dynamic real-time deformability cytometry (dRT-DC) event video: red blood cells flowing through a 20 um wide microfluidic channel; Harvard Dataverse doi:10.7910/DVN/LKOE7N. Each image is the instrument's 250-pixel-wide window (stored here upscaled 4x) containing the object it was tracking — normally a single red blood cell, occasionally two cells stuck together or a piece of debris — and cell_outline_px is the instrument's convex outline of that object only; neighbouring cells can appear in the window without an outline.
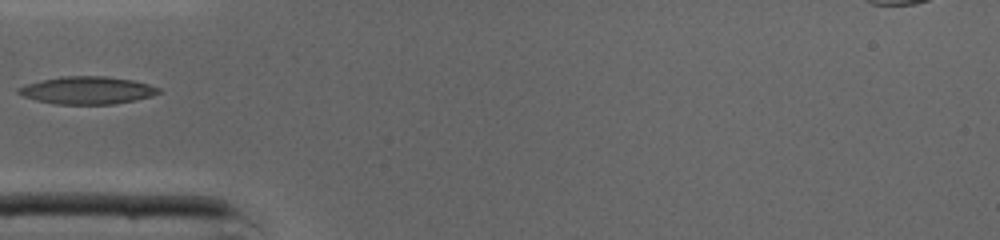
{"species": "common noctule bat (a hibernating species)", "species_latin": "Nyctalus noctula", "temperature_condition": "cold", "stored_images_in_passage": 19, "camera_frame_rate_fps": 3000, "um_per_image_px": 0.085, "animal": {"sex": "male", "body_mass_g": 19.0, "forearm_length_mm": 50.8}, "frame": {"image": 1, "passage_image": 1, "time_ms": 0.0, "image_size_px": [1000, 240], "cell_outline_px": [[160, 92], [152, 96], [112, 104], [56, 104], [36, 100], [24, 96], [16, 92], [16, 88], [24, 84], [64, 76], [104, 76], [132, 80], [148, 84], [160, 88]], "centroid_in_image_um": [7.38, 7.67], "position_along_channel_um": 77.6, "area_um2": 22.31}}
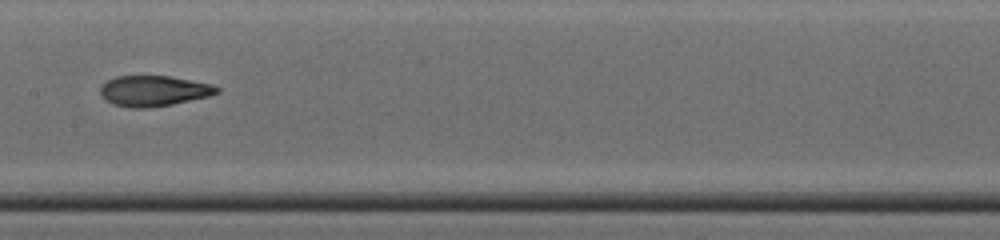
{"frame": {"image": 2, "passage_image": 9, "time_ms": 2.667, "image_size_px": [1000, 240], "cell_outline_px": [[220, 92], [208, 96], [172, 104], [144, 108], [128, 108], [112, 104], [100, 92], [100, 88], [108, 80], [116, 76], [168, 76], [212, 84], [220, 88]], "centroid_in_image_um": [13.08, 7.72], "position_along_channel_um": 194.3, "area_um2": 20.52}}
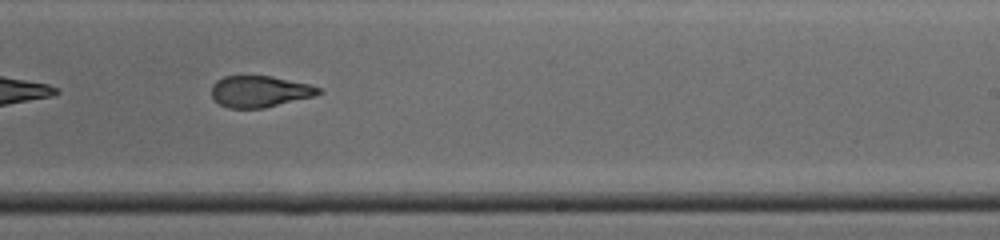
{"frame": {"image": 3, "passage_image": 14, "time_ms": 4.333, "image_size_px": [1000, 240], "cell_outline_px": [[324, 92], [316, 96], [264, 108], [228, 108], [220, 104], [212, 96], [212, 84], [216, 80], [224, 76], [272, 76], [308, 84], [320, 88]], "centroid_in_image_um": [22.1, 7.77], "position_along_channel_um": 266.9, "area_um2": 19.65}}